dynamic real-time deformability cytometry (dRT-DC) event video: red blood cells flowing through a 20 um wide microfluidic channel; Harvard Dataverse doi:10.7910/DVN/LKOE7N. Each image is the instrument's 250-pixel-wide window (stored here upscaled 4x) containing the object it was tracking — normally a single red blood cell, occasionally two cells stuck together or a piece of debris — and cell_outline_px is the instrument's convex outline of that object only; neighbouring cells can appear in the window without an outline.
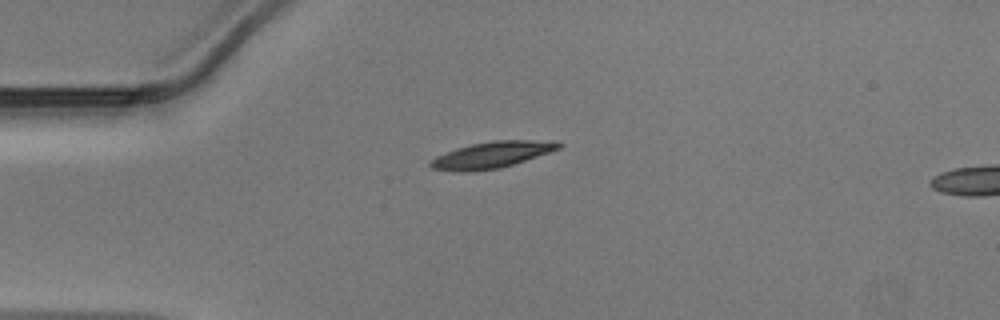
{"species": "Egyptian fruit bat (a non-hibernating species)", "species_latin": "Rousettus aegyptiacus", "temperature_condition": "warm", "stored_images_in_passage": 37, "camera_frame_rate_fps": 3000, "um_per_image_px": 0.085, "animal": {"sex": "male"}, "frame": {"image": 1, "passage_image": 1, "time_ms": 0.0, "image_size_px": [1000, 320], "cell_outline_px": [[564, 144], [560, 148], [500, 168], [472, 172], [452, 172], [432, 168], [428, 164], [436, 156], [456, 148], [472, 144], [492, 140], [560, 140]], "centroid_in_image_um": [41.81, 13.16], "position_along_channel_um": 43.2, "area_um2": 19.83}}
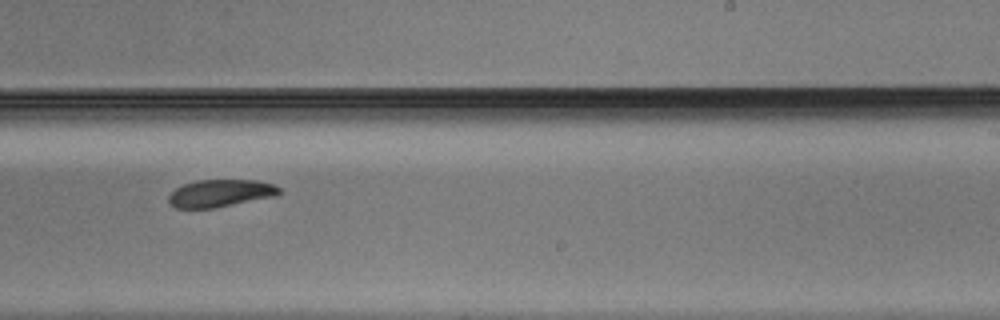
{"frame": {"image": 2, "passage_image": 19, "time_ms": 6.0, "image_size_px": [1000, 320], "cell_outline_px": [[280, 192], [276, 196], [212, 208], [176, 208], [168, 200], [168, 196], [176, 188], [184, 184], [196, 180], [256, 180], [272, 184], [280, 188]], "centroid_in_image_um": [18.73, 16.42], "position_along_channel_um": 270.3, "area_um2": 17.46}}
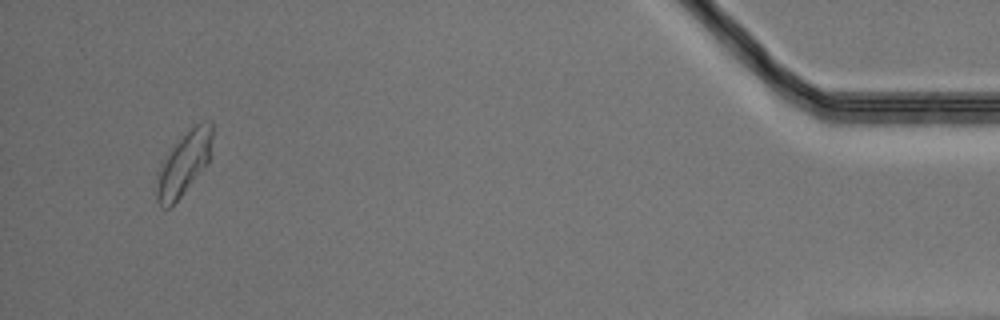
{"frame": {"image": 3, "passage_image": 35, "time_ms": 11.333, "image_size_px": [1000, 320], "cell_outline_px": [[212, 136], [208, 164], [180, 196], [168, 208], [164, 208], [156, 200], [156, 188], [160, 164], [172, 144], [196, 124], [204, 120], [212, 120]], "centroid_in_image_um": [15.63, 13.85], "position_along_channel_um": 419.6, "area_um2": 20.4}}